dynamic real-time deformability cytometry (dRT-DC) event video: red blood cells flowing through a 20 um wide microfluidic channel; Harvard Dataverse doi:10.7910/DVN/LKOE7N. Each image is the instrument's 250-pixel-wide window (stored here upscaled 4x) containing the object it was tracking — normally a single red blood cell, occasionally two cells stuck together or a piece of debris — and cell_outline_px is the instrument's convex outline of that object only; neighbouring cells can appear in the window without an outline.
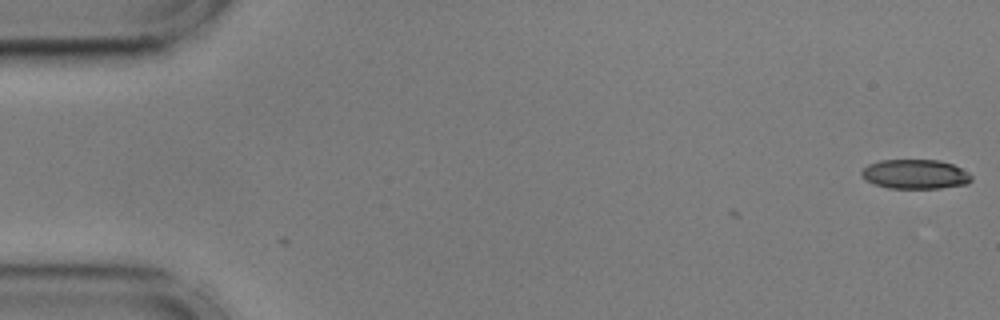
{"species": "common noctule bat (a hibernating species)", "species_latin": "Nyctalus noctula", "temperature_condition": "cold", "stored_images_in_passage": 43, "camera_frame_rate_fps": 3000, "um_per_image_px": 0.085, "animal": {"sex": "male", "body_mass_g": 17.9, "forearm_length_mm": 54.2}, "frame": {"image": 1, "passage_image": 1, "time_ms": 0.0, "image_size_px": [1000, 320], "cell_outline_px": [[972, 180], [968, 184], [940, 188], [888, 188], [876, 184], [860, 176], [860, 172], [868, 164], [880, 160], [940, 160], [952, 164], [968, 172], [972, 176]], "centroid_in_image_um": [77.81, 14.8], "position_along_channel_um": 7.2, "area_um2": 18.84}}
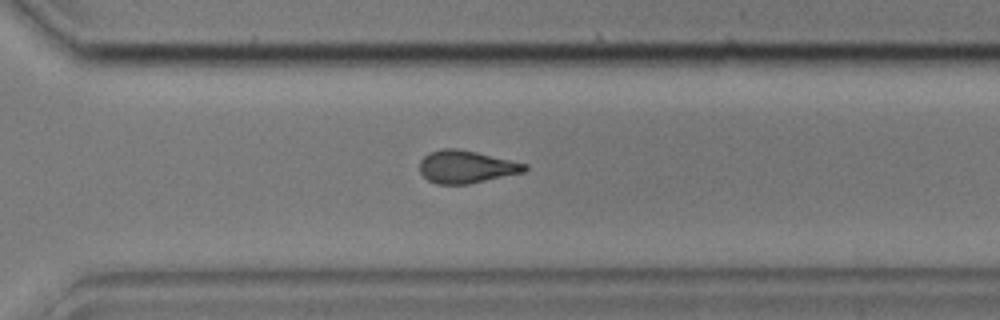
{"frame": {"image": 2, "passage_image": 39, "time_ms": 12.667, "image_size_px": [1000, 320], "cell_outline_px": [[528, 168], [524, 172], [468, 184], [436, 184], [428, 180], [420, 172], [420, 160], [428, 152], [444, 148], [456, 148], [476, 152], [528, 164]], "centroid_in_image_um": [39.61, 14.17], "position_along_channel_um": 331.0, "area_um2": 19.94}}
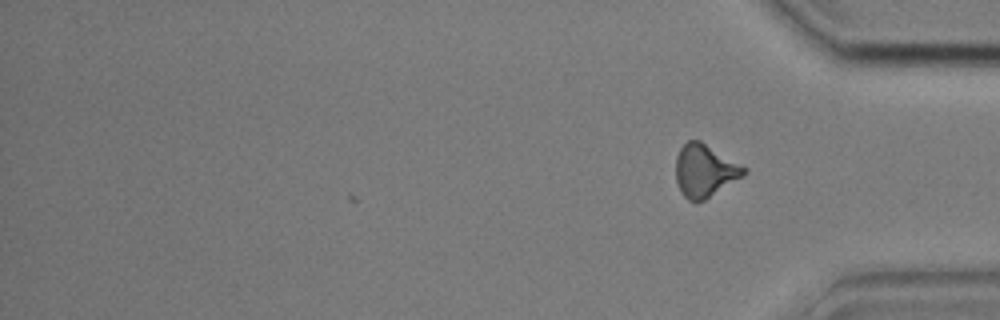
{"frame": {"image": 3, "passage_image": 43, "time_ms": 14.0, "image_size_px": [1000, 320], "cell_outline_px": [[748, 168], [740, 176], [704, 200], [696, 204], [688, 200], [680, 192], [676, 180], [676, 156], [680, 148], [688, 140], [700, 140]], "centroid_in_image_um": [59.85, 14.5], "position_along_channel_um": 375.4, "area_um2": 20.63}, "authors_computed_cell_mechanics": {"area_um2": 20.4034, "velocity_mm_per_s": 3.6229, "shape_relaxation_time_tau1_ms": 9.9206, "shape_relaxation_time_tau2_ms": 3.2026, "deformation_change_tau1": 0.2049, "deformation_change_tau2": 0.1103}}